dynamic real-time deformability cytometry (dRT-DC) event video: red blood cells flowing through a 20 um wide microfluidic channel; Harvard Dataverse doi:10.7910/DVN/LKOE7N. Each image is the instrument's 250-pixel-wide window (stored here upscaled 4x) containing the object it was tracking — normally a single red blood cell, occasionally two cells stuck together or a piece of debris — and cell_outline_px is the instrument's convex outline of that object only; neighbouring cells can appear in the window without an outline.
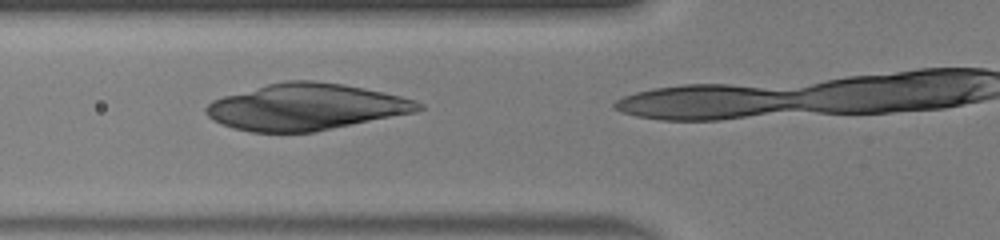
{"species": "human", "species_latin": "Homo sapiens", "temperature_condition": "warm", "stored_images_in_passage": 14, "camera_frame_rate_fps": 3000, "um_per_image_px": 0.085, "donor": {"sex": "male"}, "frame": {"image": 1, "passage_image": 13, "time_ms": 4.0, "image_size_px": [1000, 240], "cell_outline_px": [[424, 108], [416, 112], [316, 132], [252, 132], [236, 128], [212, 120], [204, 112], [204, 108], [212, 100], [224, 96], [268, 84], [284, 80], [312, 80], [344, 84], [384, 92], [416, 100], [424, 104]], "centroid_in_image_um": [26.04, 9.09], "position_along_channel_um": 99.8, "area_um2": 57.51}}